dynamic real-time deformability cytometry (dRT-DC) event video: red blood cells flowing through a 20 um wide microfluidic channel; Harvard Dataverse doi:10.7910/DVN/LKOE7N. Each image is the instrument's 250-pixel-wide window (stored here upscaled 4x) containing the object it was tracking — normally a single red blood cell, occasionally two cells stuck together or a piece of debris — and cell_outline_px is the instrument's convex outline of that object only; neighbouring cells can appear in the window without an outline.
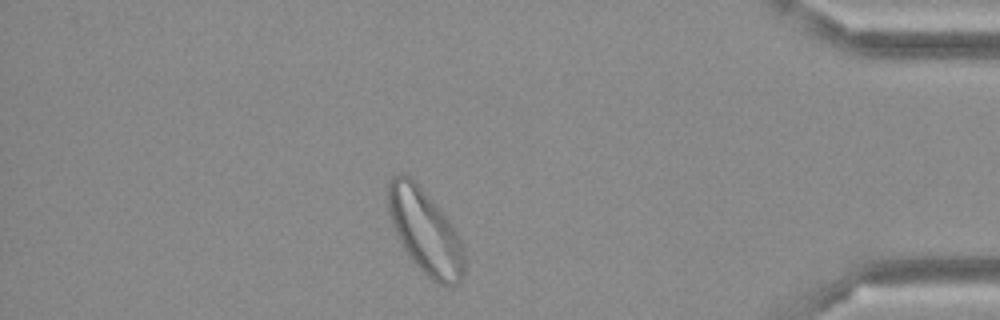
{"species": "Egyptian fruit bat (a non-hibernating species)", "species_latin": "Rousettus aegyptiacus", "temperature_condition": "cold", "stored_images_in_passage": 44, "camera_frame_rate_fps": 3000, "um_per_image_px": 0.085, "frame": {"image": 1, "passage_image": 38, "time_ms": 12.333, "image_size_px": [1000, 320], "cell_outline_px": [[464, 276], [452, 288], [448, 288], [436, 284], [408, 256], [400, 244], [388, 216], [388, 180], [392, 176], [400, 172], [404, 172], [412, 176], [432, 200], [448, 220], [456, 232], [460, 240], [464, 256]], "centroid_in_image_um": [36.1, 19.67], "position_along_channel_um": 399.1, "area_um2": 37.86}}